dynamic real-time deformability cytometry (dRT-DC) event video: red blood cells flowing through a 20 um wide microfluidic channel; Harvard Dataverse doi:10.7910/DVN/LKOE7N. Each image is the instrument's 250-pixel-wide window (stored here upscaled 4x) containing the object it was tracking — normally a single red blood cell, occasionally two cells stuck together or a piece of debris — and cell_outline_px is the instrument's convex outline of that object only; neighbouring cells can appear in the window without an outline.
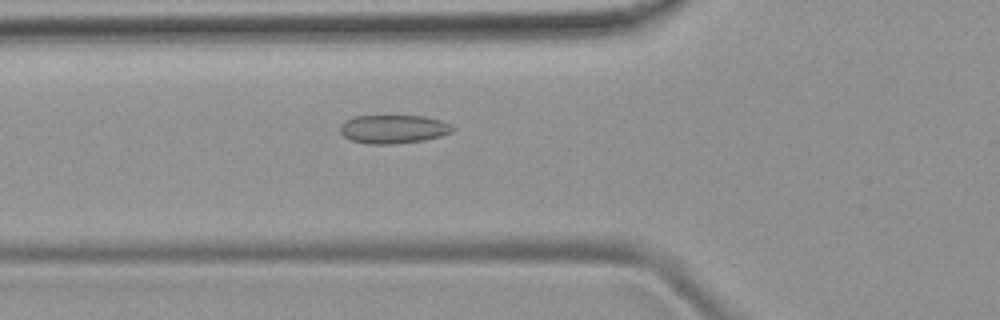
{"species": "common noctule bat (a hibernating species)", "species_latin": "Nyctalus noctula", "temperature_condition": "room temperature", "stored_images_in_passage": 51, "camera_frame_rate_fps": 3000, "um_per_image_px": 0.085, "animal": {"sex": "female", "body_mass_g": 19.9}, "frame": {"image": 1, "passage_image": 18, "time_ms": 5.667, "image_size_px": [1000, 320], "cell_outline_px": [[456, 128], [452, 132], [440, 136], [424, 140], [392, 144], [372, 144], [352, 140], [344, 136], [340, 132], [340, 124], [344, 120], [356, 116], [424, 116], [440, 120]], "centroid_in_image_um": [33.43, 10.97], "position_along_channel_um": 92.4, "area_um2": 18.61}}
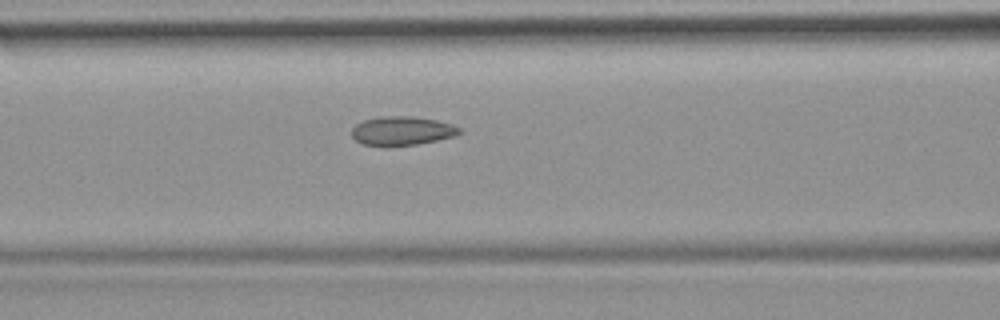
{"frame": {"image": 2, "passage_image": 21, "time_ms": 6.667, "image_size_px": [1000, 320], "cell_outline_px": [[460, 132], [456, 136], [416, 144], [364, 144], [356, 140], [352, 136], [352, 128], [356, 124], [364, 120], [380, 116], [412, 116], [436, 120], [452, 124], [460, 128]], "centroid_in_image_um": [34.19, 11.09], "position_along_channel_um": 132.4, "area_um2": 17.63}}
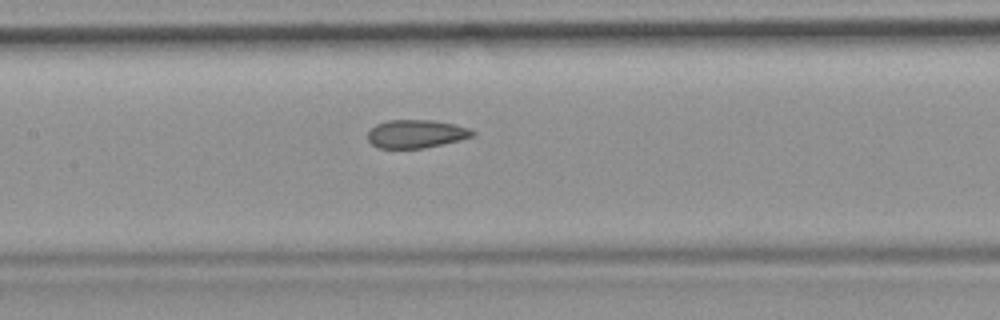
{"frame": {"image": 3, "passage_image": 24, "time_ms": 7.667, "image_size_px": [1000, 320], "cell_outline_px": [[476, 136], [460, 140], [424, 148], [380, 148], [372, 144], [368, 140], [368, 132], [376, 124], [388, 120], [436, 120], [468, 128], [476, 132]], "centroid_in_image_um": [35.39, 11.37], "position_along_channel_um": 172.0, "area_um2": 17.22}, "authors_computed_cell_mechanics": {"area_um2": 18.0914, "velocity_mm_per_s": 3.9695, "shape_relaxation_time_tau1_ms": null, "shape_relaxation_time_tau2_ms": 1.4265, "deformation_change_tau1": null, "deformation_change_tau2": 0.0718}}